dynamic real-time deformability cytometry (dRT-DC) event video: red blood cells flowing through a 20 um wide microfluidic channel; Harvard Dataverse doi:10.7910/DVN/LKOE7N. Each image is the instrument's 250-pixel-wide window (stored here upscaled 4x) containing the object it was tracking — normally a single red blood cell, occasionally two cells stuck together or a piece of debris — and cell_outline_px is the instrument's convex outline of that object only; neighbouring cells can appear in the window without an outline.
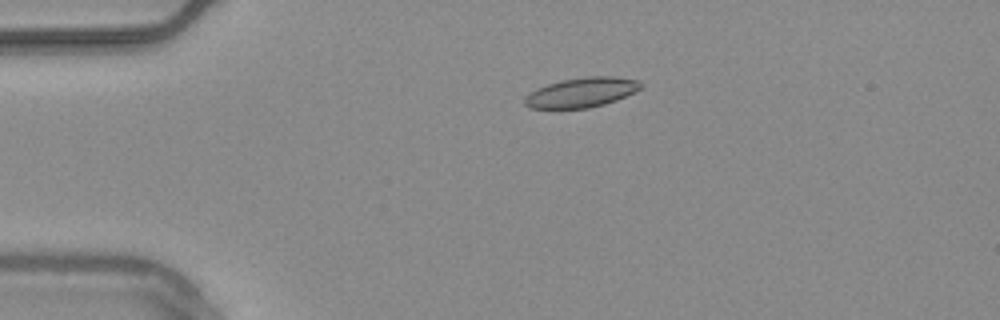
{"species": "common noctule bat (a hibernating species)", "species_latin": "Nyctalus noctula", "temperature_condition": "warm", "stored_images_in_passage": 43, "camera_frame_rate_fps": 3000, "um_per_image_px": 0.085, "animal": {"sex": "male", "body_mass_g": 20.4}, "frame": {"image": 1, "passage_image": 1, "time_ms": 0.0, "image_size_px": [1000, 320], "cell_outline_px": [[644, 84], [640, 88], [616, 100], [604, 104], [588, 108], [528, 108], [524, 104], [524, 96], [536, 88], [560, 80], [584, 76], [616, 76], [640, 80]], "centroid_in_image_um": [49.41, 7.84], "position_along_channel_um": 35.6, "area_um2": 20.23}}
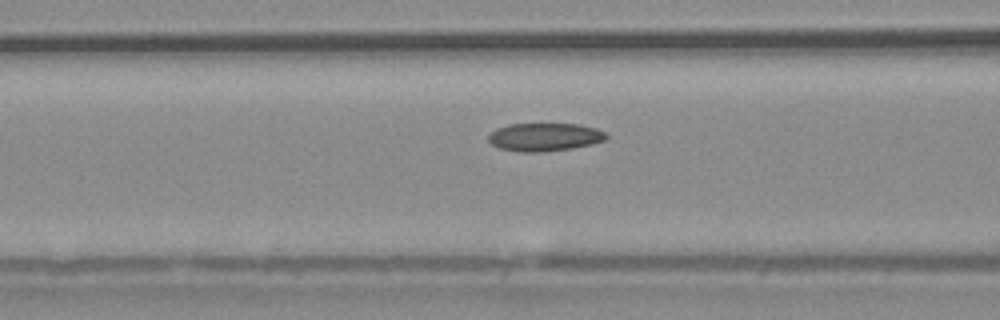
{"frame": {"image": 2, "passage_image": 11, "time_ms": 3.333, "image_size_px": [1000, 320], "cell_outline_px": [[608, 136], [604, 140], [592, 144], [572, 148], [544, 152], [520, 152], [500, 148], [492, 144], [488, 140], [488, 136], [496, 128], [508, 124], [580, 124], [596, 128], [604, 132]], "centroid_in_image_um": [46.29, 11.65], "position_along_channel_um": 120.3, "area_um2": 19.31}}
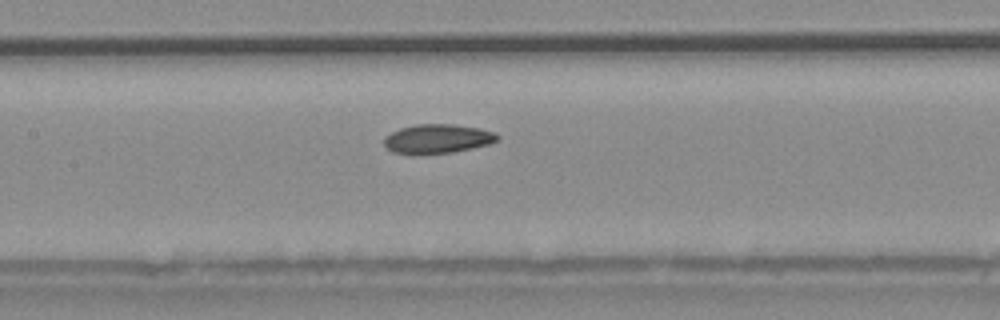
{"frame": {"image": 3, "passage_image": 15, "time_ms": 4.667, "image_size_px": [1000, 320], "cell_outline_px": [[500, 140], [488, 144], [472, 148], [452, 152], [412, 156], [392, 152], [384, 144], [384, 136], [400, 128], [416, 124], [452, 124], [480, 128], [496, 132], [500, 136]], "centroid_in_image_um": [37.18, 11.81], "position_along_channel_um": 170.2, "area_um2": 19.71}, "authors_computed_cell_mechanics": {"area_um2": 19.3052, "velocity_mm_per_s": 3.7282, "shape_relaxation_time_tau1_ms": null, "shape_relaxation_time_tau2_ms": 4.2636, "deformation_change_tau1": null, "deformation_change_tau2": 0.0751}}